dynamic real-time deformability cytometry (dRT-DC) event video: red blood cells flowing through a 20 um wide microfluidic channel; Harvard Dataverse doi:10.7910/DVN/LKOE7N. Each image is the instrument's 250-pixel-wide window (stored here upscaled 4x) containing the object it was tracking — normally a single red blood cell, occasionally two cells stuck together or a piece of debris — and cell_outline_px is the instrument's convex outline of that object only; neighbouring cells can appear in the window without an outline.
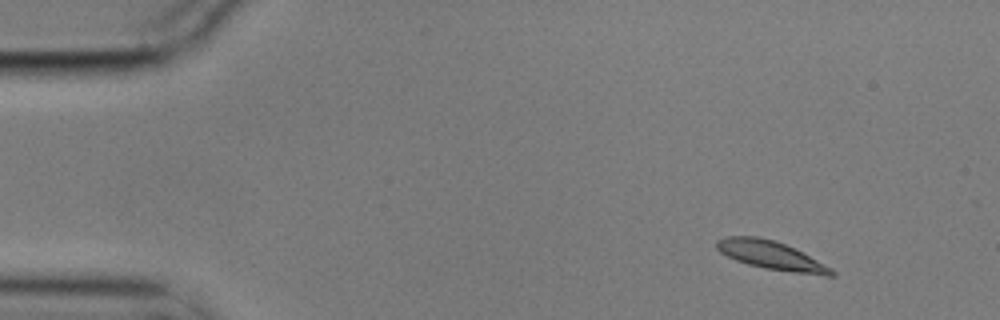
{"species": "common noctule bat (a hibernating species)", "species_latin": "Nyctalus noctula", "temperature_condition": "cold", "stored_images_in_passage": 3, "camera_frame_rate_fps": 3000, "um_per_image_px": 0.085, "animal": {"sex": "male", "body_mass_g": 17.9}, "frame": {"image": 1, "passage_image": 2, "time_ms": 0.333, "image_size_px": [1000, 320], "cell_outline_px": [[836, 276], [824, 276], [792, 272], [764, 268], [748, 264], [736, 260], [720, 252], [716, 248], [716, 240], [724, 236], [756, 236], [776, 240], [832, 268], [836, 272]], "centroid_in_image_um": [65.52, 21.7], "position_along_channel_um": 19.5, "area_um2": 18.9}}